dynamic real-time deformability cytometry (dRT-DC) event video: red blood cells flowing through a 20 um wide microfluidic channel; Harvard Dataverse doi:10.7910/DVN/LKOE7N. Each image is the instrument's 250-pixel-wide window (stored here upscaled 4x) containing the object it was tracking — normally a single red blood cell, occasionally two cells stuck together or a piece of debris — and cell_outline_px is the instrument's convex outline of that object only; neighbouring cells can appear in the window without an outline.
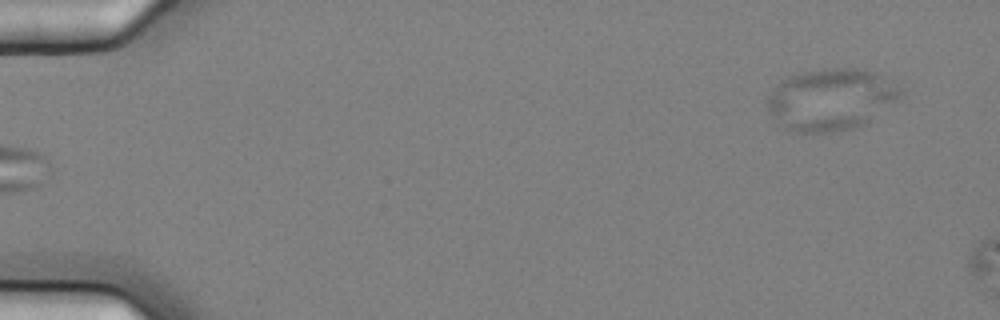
{"species": "common noctule bat (a hibernating species)", "species_latin": "Nyctalus noctula", "temperature_condition": "cold", "stored_images_in_passage": 6, "segment_of_instrument_passage": [2, 2], "camera_frame_rate_fps": 3000, "um_per_image_px": 0.085, "animal": {"sex": "female", "body_mass_g": 25.1}, "frame": {"image": 1, "passage_image": 6, "time_ms": 1.667, "image_size_px": [1000, 320], "cell_outline_px": [[904, 92], [900, 96], [864, 124], [852, 128], [832, 132], [800, 132], [784, 128], [768, 112], [768, 96], [788, 76], [824, 68], [864, 68], [876, 72], [904, 88]], "centroid_in_image_um": [70.65, 8.43], "position_along_channel_um": 14.3, "area_um2": 47.4}}